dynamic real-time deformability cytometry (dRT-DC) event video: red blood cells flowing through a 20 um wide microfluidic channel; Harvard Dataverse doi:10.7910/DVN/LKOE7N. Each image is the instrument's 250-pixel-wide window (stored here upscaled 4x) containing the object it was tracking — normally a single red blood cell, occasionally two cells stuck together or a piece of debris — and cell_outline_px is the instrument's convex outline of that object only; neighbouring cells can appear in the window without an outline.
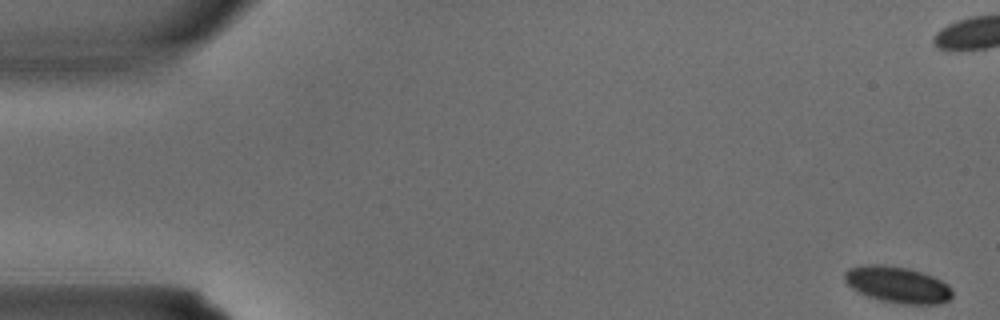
{"species": "common noctule bat (a hibernating species)", "species_latin": "Nyctalus noctula", "temperature_condition": "warm", "stored_images_in_passage": 5, "camera_frame_rate_fps": 3000, "um_per_image_px": 0.085, "animal": {"sex": "male", "body_mass_g": 15.6}, "frame": {"image": 1, "passage_image": 1, "time_ms": 0.0, "image_size_px": [1000, 320], "cell_outline_px": [[952, 296], [948, 300], [940, 304], [904, 304], [880, 300], [856, 292], [844, 280], [844, 272], [848, 268], [864, 264], [884, 264], [908, 268], [932, 276], [948, 284], [952, 292]], "centroid_in_image_um": [76.25, 24.19], "position_along_channel_um": 8.7, "area_um2": 22.95}}
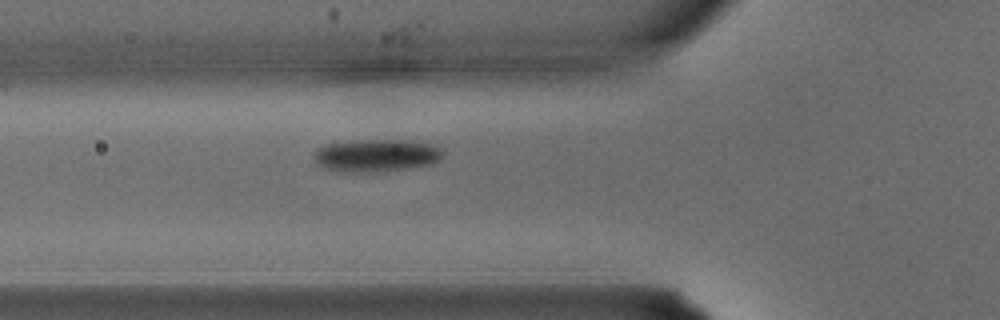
{"frame": {"image": 2, "passage_image": 5, "time_ms": 1.333, "image_size_px": [1000, 320], "cell_outline_px": [[444, 156], [432, 164], [408, 168], [376, 172], [340, 172], [324, 168], [316, 164], [312, 156], [316, 148], [332, 140], [408, 140], [436, 144], [444, 148]], "centroid_in_image_um": [31.94, 13.19], "position_along_channel_um": 93.9, "area_um2": 25.49}}